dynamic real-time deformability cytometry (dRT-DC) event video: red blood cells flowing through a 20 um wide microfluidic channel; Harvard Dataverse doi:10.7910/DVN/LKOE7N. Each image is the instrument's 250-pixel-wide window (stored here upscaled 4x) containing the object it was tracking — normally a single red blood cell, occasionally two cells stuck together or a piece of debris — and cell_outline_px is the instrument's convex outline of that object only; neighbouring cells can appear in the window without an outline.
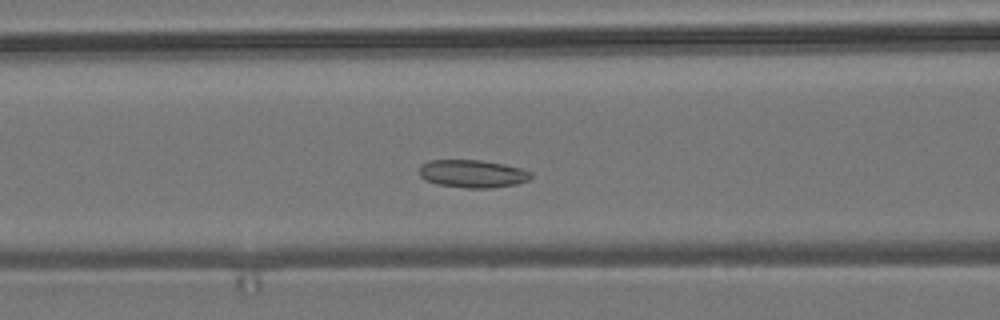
{"species": "common noctule bat (a hibernating species)", "species_latin": "Nyctalus noctula", "temperature_condition": "room temperature", "stored_images_in_passage": 53, "camera_frame_rate_fps": 3000, "um_per_image_px": 0.085, "animal": {"sex": "male", "body_mass_g": 19.2, "forearm_length_mm": 51.8}, "frame": {"image": 1, "passage_image": 20, "time_ms": 6.333, "image_size_px": [1000, 320], "cell_outline_px": [[532, 176], [528, 180], [516, 184], [492, 188], [464, 188], [436, 184], [420, 176], [420, 164], [428, 160], [480, 160], [504, 164], [520, 168], [532, 172]], "centroid_in_image_um": [40.16, 14.76], "position_along_channel_um": 126.4, "area_um2": 18.15}}
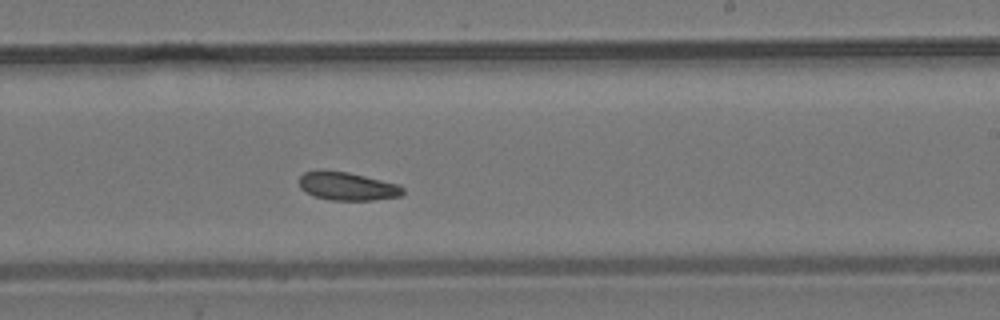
{"frame": {"image": 2, "passage_image": 31, "time_ms": 10.0, "image_size_px": [1000, 320], "cell_outline_px": [[404, 192], [400, 196], [372, 200], [332, 200], [316, 196], [304, 192], [300, 188], [300, 176], [304, 172], [320, 168], [348, 172], [400, 184], [404, 188]], "centroid_in_image_um": [29.5, 15.8], "position_along_channel_um": 259.5, "area_um2": 17.34}}
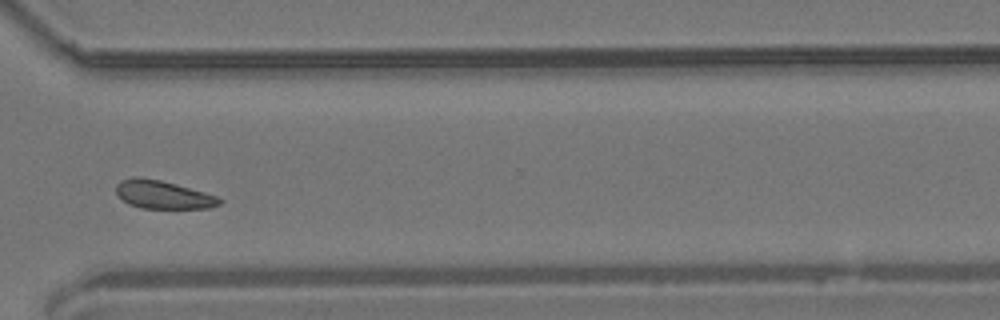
{"frame": {"image": 3, "passage_image": 39, "time_ms": 12.667, "image_size_px": [1000, 320], "cell_outline_px": [[224, 200], [220, 204], [208, 208], [140, 208], [128, 204], [116, 192], [116, 184], [120, 180], [132, 176], [140, 176], [160, 180], [176, 184], [204, 192], [216, 196]], "centroid_in_image_um": [13.83, 16.53], "position_along_channel_um": 356.8, "area_um2": 16.99}}